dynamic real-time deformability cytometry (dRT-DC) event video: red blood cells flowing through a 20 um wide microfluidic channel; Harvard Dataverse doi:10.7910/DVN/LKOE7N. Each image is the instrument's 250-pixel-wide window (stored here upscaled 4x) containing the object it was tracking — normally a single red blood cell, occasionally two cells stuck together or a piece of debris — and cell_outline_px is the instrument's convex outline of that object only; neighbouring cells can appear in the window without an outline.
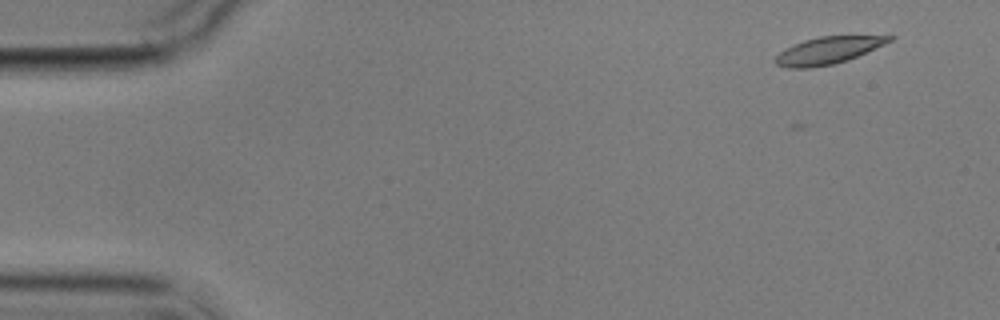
{"species": "common noctule bat (a hibernating species)", "species_latin": "Nyctalus noctula", "temperature_condition": "cold", "stored_images_in_passage": 3, "camera_frame_rate_fps": 3000, "um_per_image_px": 0.085, "animal": {"sex": "male", "body_mass_g": 17.9}, "frame": {"image": 1, "passage_image": 2, "time_ms": 1.0, "image_size_px": [1000, 320], "cell_outline_px": [[896, 36], [892, 40], [884, 44], [848, 60], [832, 64], [808, 68], [788, 68], [776, 64], [772, 60], [784, 48], [792, 44], [804, 40], [820, 36]], "centroid_in_image_um": [70.32, 4.29], "position_along_channel_um": 14.7, "area_um2": 17.86}}